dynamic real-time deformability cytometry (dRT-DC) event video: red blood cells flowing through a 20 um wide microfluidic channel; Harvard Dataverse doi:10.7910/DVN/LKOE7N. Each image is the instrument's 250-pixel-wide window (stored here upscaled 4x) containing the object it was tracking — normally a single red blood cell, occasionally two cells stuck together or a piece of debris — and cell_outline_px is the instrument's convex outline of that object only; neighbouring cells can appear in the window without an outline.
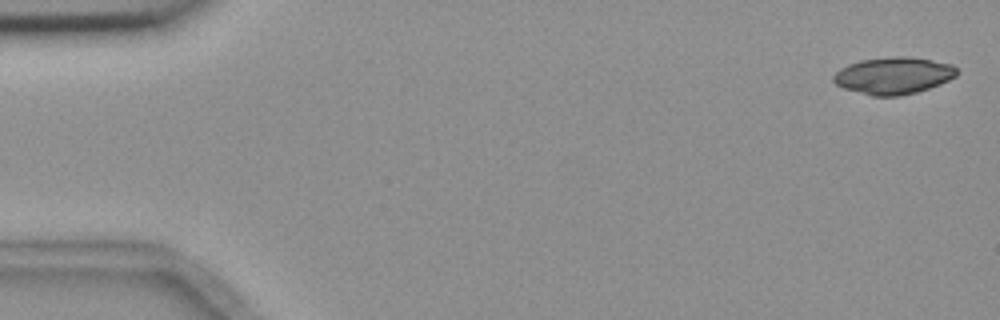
{"species": "common noctule bat (a hibernating species)", "species_latin": "Nyctalus noctula", "temperature_condition": "room temperature", "stored_images_in_passage": 4, "camera_frame_rate_fps": 3000, "um_per_image_px": 0.085, "animal": {"sex": "female", "body_mass_g": 18.4}, "frame": {"image": 1, "passage_image": 1, "time_ms": 0.0, "image_size_px": [1000, 320], "cell_outline_px": [[960, 72], [956, 76], [940, 84], [916, 92], [900, 96], [872, 96], [844, 88], [836, 84], [832, 80], [832, 76], [840, 68], [848, 64], [860, 60], [892, 56], [908, 56], [932, 60], [952, 64]], "centroid_in_image_um": [75.94, 6.42], "position_along_channel_um": 9.1, "area_um2": 26.7}}